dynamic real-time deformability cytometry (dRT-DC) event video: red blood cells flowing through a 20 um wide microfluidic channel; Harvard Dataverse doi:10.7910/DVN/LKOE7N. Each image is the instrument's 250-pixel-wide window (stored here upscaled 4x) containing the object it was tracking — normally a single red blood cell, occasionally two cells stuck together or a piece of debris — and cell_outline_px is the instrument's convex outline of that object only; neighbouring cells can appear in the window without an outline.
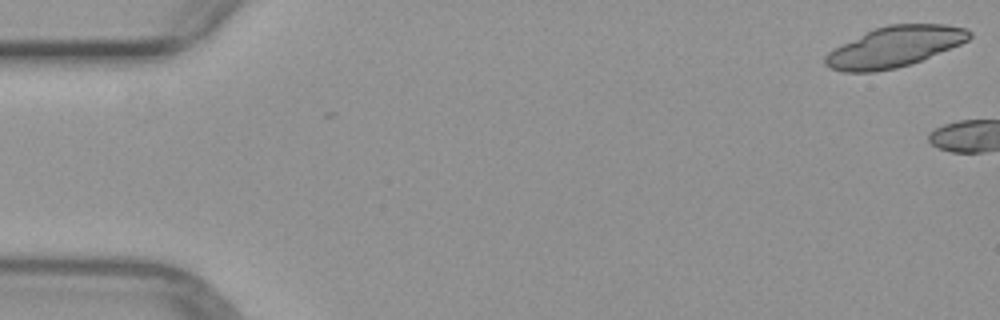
{"species": "common noctule bat (a hibernating species)", "species_latin": "Nyctalus noctula", "temperature_condition": "warm", "stored_images_in_passage": 4, "camera_frame_rate_fps": 3000, "um_per_image_px": 0.085, "animal": {"sex": "female", "body_mass_g": 29.2, "forearm_length_mm": 56.3}, "frame": {"image": 1, "passage_image": 1, "time_ms": 0.0, "image_size_px": [1000, 320], "cell_outline_px": [[972, 36], [968, 40], [960, 44], [912, 64], [896, 68], [872, 72], [844, 72], [828, 68], [824, 64], [824, 56], [832, 48], [864, 32], [888, 24], [944, 24], [964, 28], [972, 32]], "centroid_in_image_um": [75.98, 3.98], "position_along_channel_um": 9.0, "area_um2": 34.28}}